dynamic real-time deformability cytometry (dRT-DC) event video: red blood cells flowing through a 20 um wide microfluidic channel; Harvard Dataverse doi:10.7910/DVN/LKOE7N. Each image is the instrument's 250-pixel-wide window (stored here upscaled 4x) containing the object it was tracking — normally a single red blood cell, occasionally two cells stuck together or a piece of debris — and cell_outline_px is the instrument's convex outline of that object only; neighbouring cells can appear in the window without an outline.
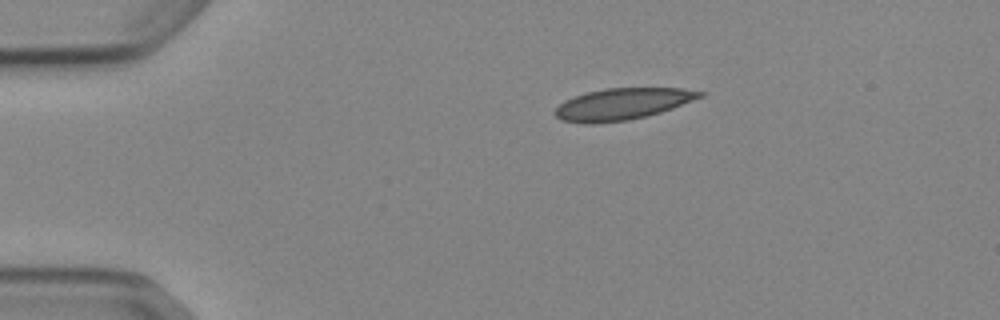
{"species": "Egyptian fruit bat (a non-hibernating species)", "species_latin": "Rousettus aegyptiacus", "temperature_condition": "cold", "stored_images_in_passage": 43, "camera_frame_rate_fps": 3000, "um_per_image_px": 0.085, "animal": {"sex": "female"}, "frame": {"image": 1, "passage_image": 1, "time_ms": 0.0, "image_size_px": [1000, 320], "cell_outline_px": [[704, 96], [672, 108], [660, 112], [628, 120], [592, 124], [584, 124], [560, 120], [552, 112], [564, 100], [572, 96], [584, 92], [604, 88], [684, 88], [704, 92]], "centroid_in_image_um": [52.84, 8.84], "position_along_channel_um": 32.2, "area_um2": 26.82}}
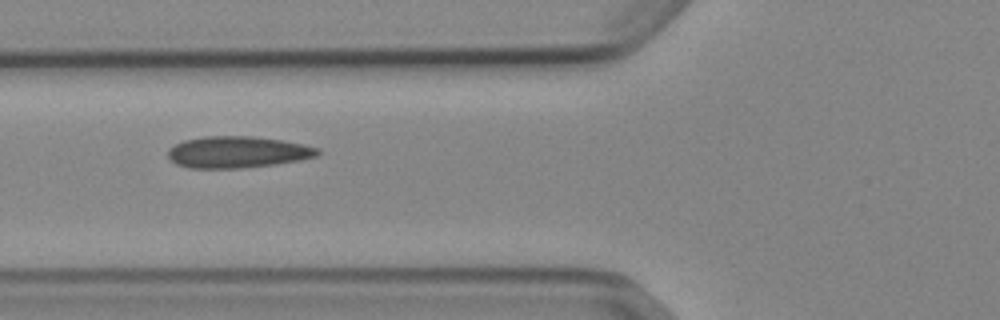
{"frame": {"image": 2, "passage_image": 11, "time_ms": 3.333, "image_size_px": [1000, 320], "cell_outline_px": [[320, 152], [316, 156], [300, 160], [276, 164], [244, 168], [188, 168], [176, 164], [168, 156], [168, 148], [184, 140], [204, 136], [252, 136], [280, 140], [304, 144], [320, 148]], "centroid_in_image_um": [20.19, 12.93], "position_along_channel_um": 105.6, "area_um2": 27.63}}
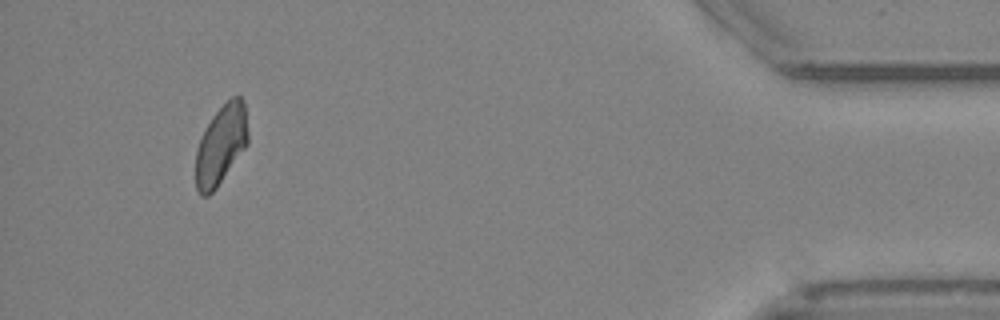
{"frame": {"image": 3, "passage_image": 40, "time_ms": 13.0, "image_size_px": [1000, 320], "cell_outline_px": [[248, 144], [216, 188], [208, 196], [200, 196], [196, 188], [196, 148], [212, 116], [232, 96], [240, 96], [244, 100], [248, 132]], "centroid_in_image_um": [18.79, 12.32], "position_along_channel_um": 416.4, "area_um2": 24.04}, "authors_computed_cell_mechanics": {"area_um2": 26.1256, "velocity_mm_per_s": 3.8684, "shape_relaxation_time_tau1_ms": null, "shape_relaxation_time_tau2_ms": 3.4894, "deformation_change_tau1": null, "deformation_change_tau2": 0.1027}}